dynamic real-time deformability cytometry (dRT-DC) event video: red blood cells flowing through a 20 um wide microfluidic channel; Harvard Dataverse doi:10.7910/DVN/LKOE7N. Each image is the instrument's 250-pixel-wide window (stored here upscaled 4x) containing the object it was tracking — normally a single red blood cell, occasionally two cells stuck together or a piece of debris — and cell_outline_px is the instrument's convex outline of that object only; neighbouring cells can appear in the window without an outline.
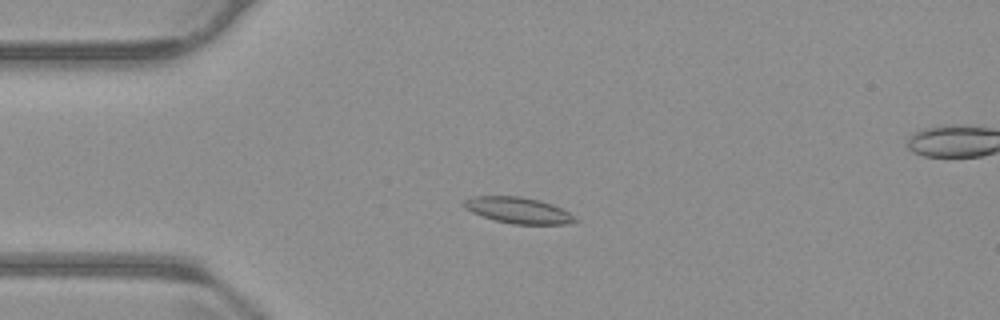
{"species": "common noctule bat (a hibernating species)", "species_latin": "Nyctalus noctula", "temperature_condition": "warm", "stored_images_in_passage": 57, "camera_frame_rate_fps": 3000, "um_per_image_px": 0.085, "animal": {"sex": "male", "body_mass_g": 23.1, "forearm_length_mm": 52.7}, "frame": {"image": 1, "passage_image": 14, "time_ms": 4.333, "image_size_px": [1000, 320], "cell_outline_px": [[580, 220], [564, 224], [512, 224], [496, 220], [472, 212], [464, 208], [460, 204], [464, 200], [472, 196], [520, 196], [540, 200], [552, 204], [576, 216]], "centroid_in_image_um": [44.04, 17.87], "position_along_channel_um": 41.0, "area_um2": 16.94}}
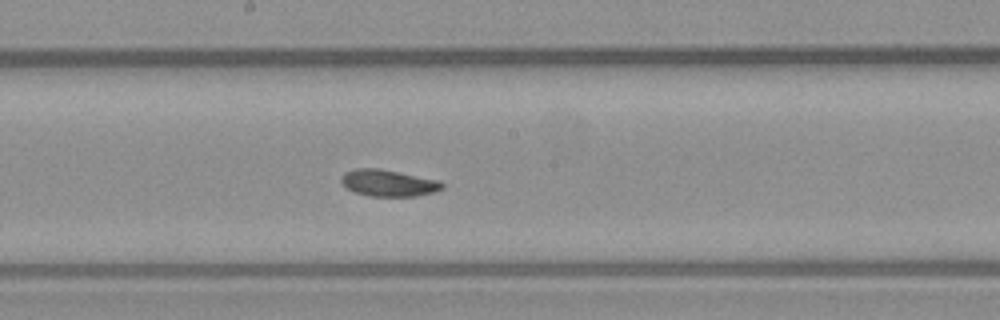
{"frame": {"image": 2, "passage_image": 30, "time_ms": 9.667, "image_size_px": [1000, 320], "cell_outline_px": [[444, 188], [436, 192], [416, 196], [368, 196], [344, 188], [340, 180], [340, 176], [344, 172], [356, 168], [376, 168], [440, 180], [444, 184]], "centroid_in_image_um": [33.0, 15.56], "position_along_channel_um": 215.2, "area_um2": 15.84}}
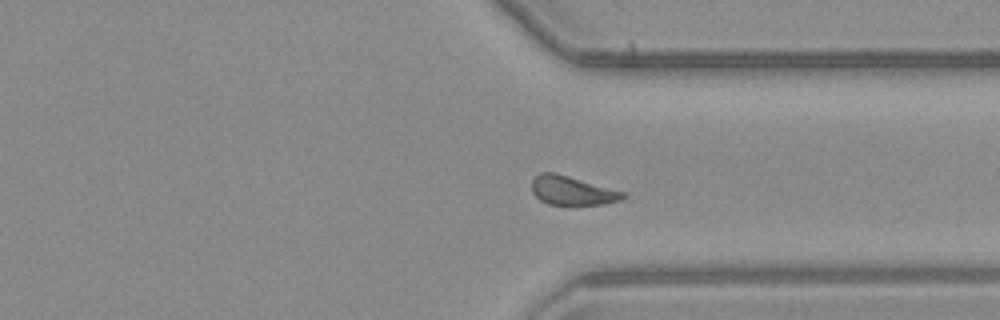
{"frame": {"image": 3, "passage_image": 42, "time_ms": 13.667, "image_size_px": [1000, 320], "cell_outline_px": [[628, 196], [620, 200], [604, 204], [576, 208], [548, 204], [540, 200], [532, 192], [532, 180], [540, 172], [556, 172], [624, 192]], "centroid_in_image_um": [48.64, 16.25], "position_along_channel_um": 362.8, "area_um2": 16.07}, "authors_computed_cell_mechanics": {"area_um2": 15.9528, "velocity_mm_per_s": 3.6938, "shape_relaxation_time_tau1_ms": null, "shape_relaxation_time_tau2_ms": 3.6005, "deformation_change_tau1": null, "deformation_change_tau2": 0.086}}